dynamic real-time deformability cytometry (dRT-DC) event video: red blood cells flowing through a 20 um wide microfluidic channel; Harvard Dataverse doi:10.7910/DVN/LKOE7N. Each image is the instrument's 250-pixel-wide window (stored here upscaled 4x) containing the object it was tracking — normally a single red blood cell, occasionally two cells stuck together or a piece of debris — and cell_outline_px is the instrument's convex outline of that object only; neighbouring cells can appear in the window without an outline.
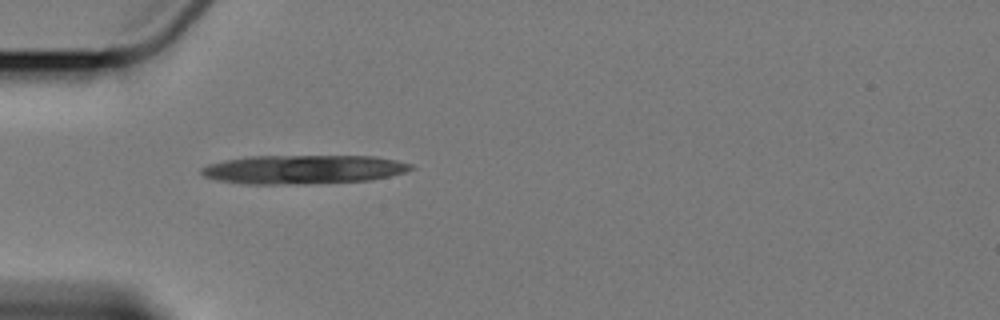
{"species": "Egyptian fruit bat (a non-hibernating species)", "species_latin": "Rousettus aegyptiacus", "temperature_condition": "cold", "stored_images_in_passage": 4, "camera_frame_rate_fps": 3000, "um_per_image_px": 0.085, "animal": {"sex": "female"}, "frame": {"image": 1, "passage_image": 4, "time_ms": 3.667, "image_size_px": [1000, 320], "cell_outline_px": [[416, 168], [404, 172], [372, 180], [296, 184], [244, 184], [220, 180], [204, 176], [200, 172], [200, 168], [208, 164], [248, 156], [376, 156], [396, 160], [412, 164]], "centroid_in_image_um": [25.81, 14.4], "position_along_channel_um": 59.2, "area_um2": 35.2}}